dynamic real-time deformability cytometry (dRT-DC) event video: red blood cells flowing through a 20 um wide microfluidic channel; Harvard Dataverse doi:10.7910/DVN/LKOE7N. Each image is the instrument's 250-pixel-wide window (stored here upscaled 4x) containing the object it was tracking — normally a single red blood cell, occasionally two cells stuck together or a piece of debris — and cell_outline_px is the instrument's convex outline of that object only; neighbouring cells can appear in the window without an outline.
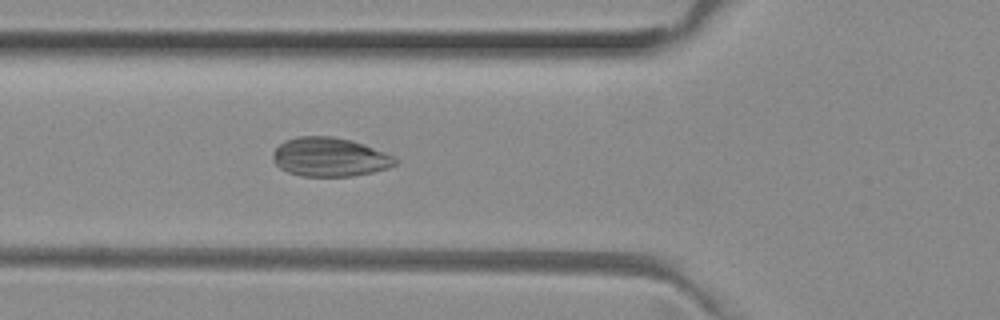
{"species": "common noctule bat (a hibernating species)", "species_latin": "Nyctalus noctula", "temperature_condition": "room temperature", "stored_images_in_passage": 48, "camera_frame_rate_fps": 3000, "um_per_image_px": 0.085, "animal": {"sex": "female", "body_mass_g": 29.2, "forearm_length_mm": 56.3}, "frame": {"image": 1, "passage_image": 15, "time_ms": 4.667, "image_size_px": [1000, 320], "cell_outline_px": [[400, 160], [396, 164], [388, 168], [372, 172], [352, 176], [304, 176], [288, 172], [280, 168], [272, 160], [272, 152], [284, 140], [296, 136], [332, 136], [352, 140], [364, 144], [396, 156]], "centroid_in_image_um": [28.04, 13.34], "position_along_channel_um": 97.8, "area_um2": 28.03}}
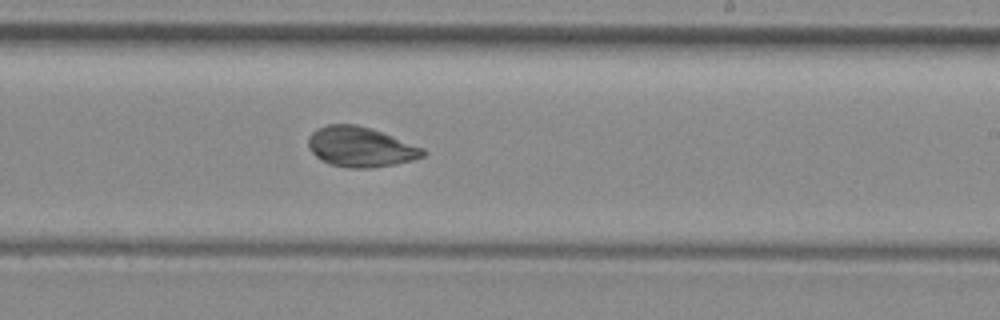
{"frame": {"image": 2, "passage_image": 27, "time_ms": 8.667, "image_size_px": [1000, 320], "cell_outline_px": [[428, 152], [424, 156], [412, 160], [396, 164], [372, 168], [348, 168], [328, 164], [320, 160], [308, 148], [308, 136], [316, 128], [328, 124], [356, 124], [372, 128], [424, 148]], "centroid_in_image_um": [30.63, 12.49], "position_along_channel_um": 258.4, "area_um2": 27.11}}
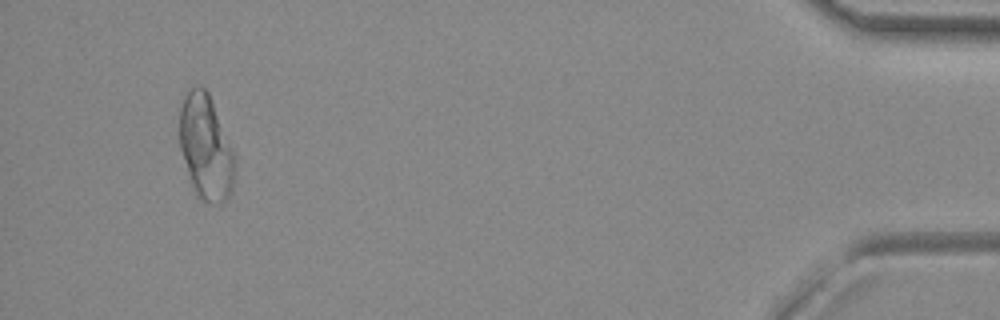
{"frame": {"image": 3, "passage_image": 45, "time_ms": 14.667, "image_size_px": [1000, 320], "cell_outline_px": [[236, 172], [232, 192], [224, 200], [216, 204], [212, 204], [200, 200], [196, 196], [180, 148], [180, 104], [188, 92], [192, 88], [204, 88], [208, 92], [232, 148], [236, 160]], "centroid_in_image_um": [17.52, 12.59], "position_along_channel_um": 417.7, "area_um2": 33.52}, "authors_computed_cell_mechanics": {"area_um2": 28.9, "velocity_mm_per_s": 4.0126, "shape_relaxation_time_tau1_ms": null, "shape_relaxation_time_tau2_ms": 0.4144, "deformation_change_tau1": null, "deformation_change_tau2": 0.0337}}